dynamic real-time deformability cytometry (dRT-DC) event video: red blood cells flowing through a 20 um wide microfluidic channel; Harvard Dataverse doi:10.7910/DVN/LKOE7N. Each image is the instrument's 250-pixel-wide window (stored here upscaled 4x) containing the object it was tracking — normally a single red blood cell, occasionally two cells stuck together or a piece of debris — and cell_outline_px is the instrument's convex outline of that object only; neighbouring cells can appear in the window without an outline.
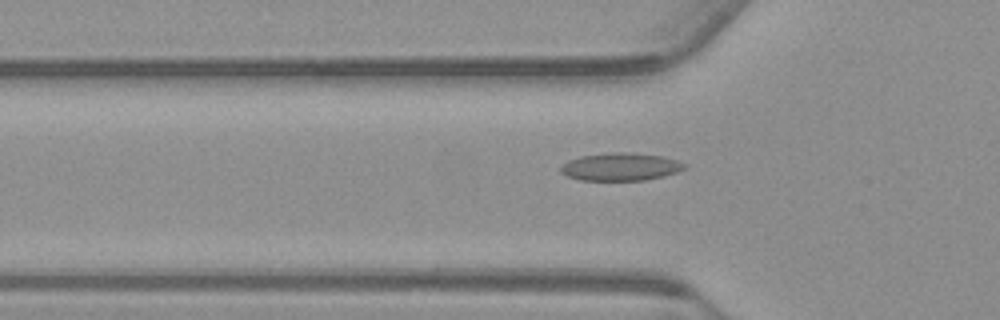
{"species": "common noctule bat (a hibernating species)", "species_latin": "Nyctalus noctula", "temperature_condition": "warm", "stored_images_in_passage": 54, "camera_frame_rate_fps": 3000, "um_per_image_px": 0.085, "animal": {"sex": "male", "body_mass_g": 23.1, "forearm_length_mm": 52.7}, "frame": {"image": 1, "passage_image": 17, "time_ms": 5.333, "image_size_px": [1000, 320], "cell_outline_px": [[688, 164], [684, 168], [676, 172], [664, 176], [644, 180], [580, 180], [568, 176], [560, 172], [560, 168], [568, 160], [580, 156], [612, 152], [632, 152], [664, 156]], "centroid_in_image_um": [52.76, 14.16], "position_along_channel_um": 73.0, "area_um2": 20.06}}
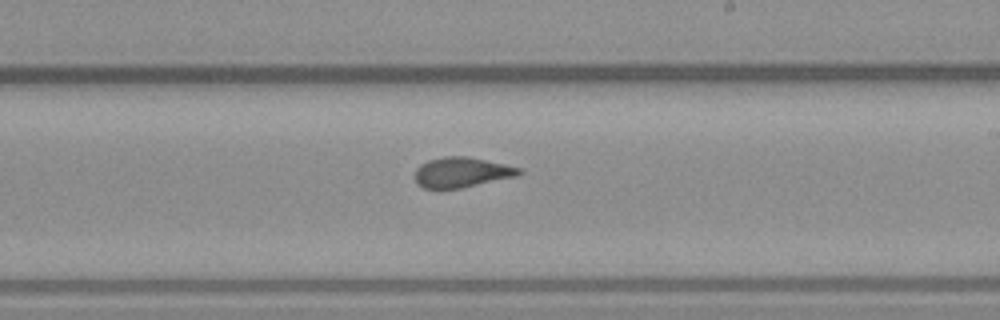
{"frame": {"image": 2, "passage_image": 31, "time_ms": 10.0, "image_size_px": [1000, 320], "cell_outline_px": [[524, 172], [516, 176], [460, 188], [424, 188], [416, 184], [416, 168], [420, 164], [428, 160], [444, 156], [468, 156], [504, 164], [520, 168]], "centroid_in_image_um": [39.23, 14.63], "position_along_channel_um": 249.8, "area_um2": 18.15}}
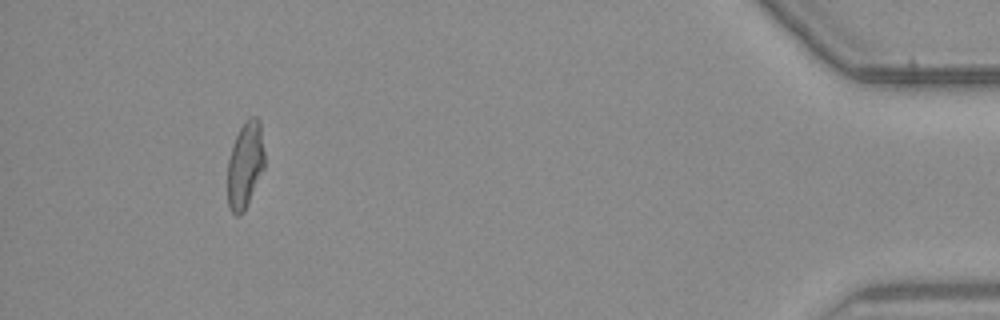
{"frame": {"image": 3, "passage_image": 50, "time_ms": 16.333, "image_size_px": [1000, 320], "cell_outline_px": [[264, 168], [244, 212], [240, 216], [236, 216], [228, 208], [228, 160], [232, 144], [240, 128], [252, 116], [256, 116], [260, 120], [264, 152]], "centroid_in_image_um": [20.83, 14.05], "position_along_channel_um": 414.4, "area_um2": 18.61}, "authors_computed_cell_mechanics": {"area_um2": 18.9006, "velocity_mm_per_s": 3.7647, "shape_relaxation_time_tau1_ms": 9.3391, "shape_relaxation_time_tau2_ms": 1.2525, "deformation_change_tau1": 0.2257, "deformation_change_tau2": 0.0899}}